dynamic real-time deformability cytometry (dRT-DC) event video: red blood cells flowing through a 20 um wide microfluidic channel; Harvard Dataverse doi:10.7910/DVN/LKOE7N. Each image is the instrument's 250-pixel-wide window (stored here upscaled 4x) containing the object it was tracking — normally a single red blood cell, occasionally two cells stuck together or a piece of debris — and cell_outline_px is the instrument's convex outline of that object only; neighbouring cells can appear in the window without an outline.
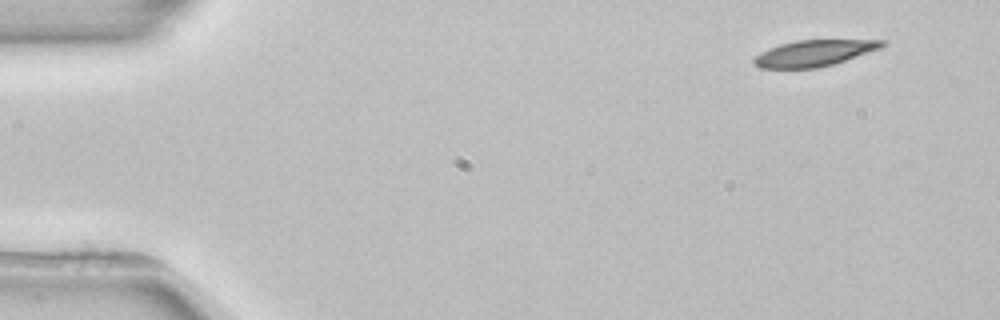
{"species": "common noctule bat (a hibernating species)", "species_latin": "Nyctalus noctula", "temperature_condition": "room temperature", "stored_images_in_passage": 4, "camera_frame_rate_fps": 3000, "um_per_image_px": 0.085, "animal": {"sex": "female", "body_mass_g": 22.7, "forearm_length_mm": 54.2}, "frame": {"image": 1, "passage_image": 1, "time_ms": 0.0, "image_size_px": [1000, 320], "cell_outline_px": [[888, 44], [880, 48], [832, 64], [816, 68], [760, 68], [752, 64], [752, 60], [760, 52], [768, 48], [780, 44], [796, 40], [888, 40]], "centroid_in_image_um": [69.16, 4.51], "position_along_channel_um": 15.8, "area_um2": 19.48}}
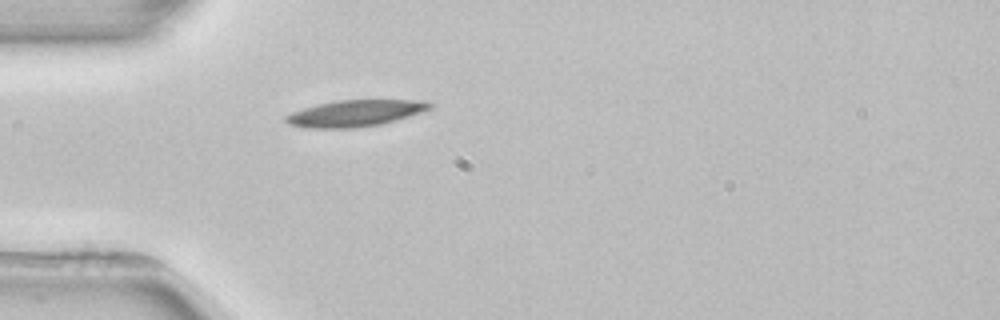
{"frame": {"image": 2, "passage_image": 4, "time_ms": 3.667, "image_size_px": [1000, 320], "cell_outline_px": [[436, 104], [432, 108], [396, 120], [380, 124], [352, 128], [304, 128], [288, 124], [284, 120], [284, 116], [292, 112], [316, 104], [336, 100], [412, 100]], "centroid_in_image_um": [30.13, 9.63], "position_along_channel_um": 54.9, "area_um2": 22.14}}